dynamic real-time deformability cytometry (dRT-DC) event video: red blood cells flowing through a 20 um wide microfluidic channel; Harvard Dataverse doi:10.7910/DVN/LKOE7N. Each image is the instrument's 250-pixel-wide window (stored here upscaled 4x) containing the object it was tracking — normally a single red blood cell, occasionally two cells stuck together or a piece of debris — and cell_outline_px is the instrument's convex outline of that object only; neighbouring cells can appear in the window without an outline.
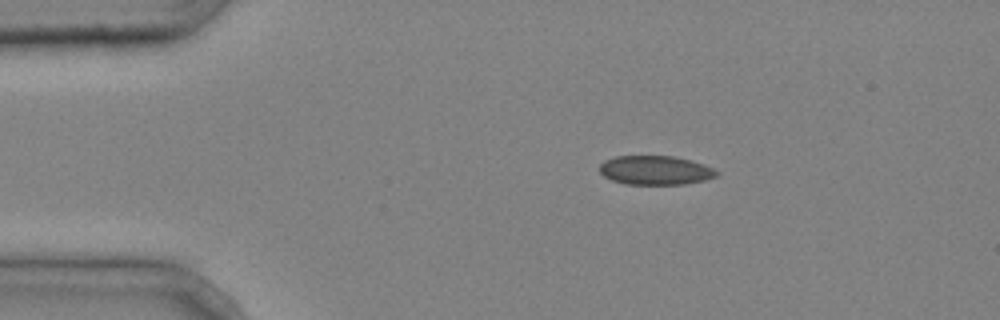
{"species": "common noctule bat (a hibernating species)", "species_latin": "Nyctalus noctula", "temperature_condition": "cold", "stored_images_in_passage": 2, "camera_frame_rate_fps": 3000, "um_per_image_px": 0.085, "animal": {"sex": "male", "body_mass_g": 20.4}, "frame": {"image": 1, "passage_image": 1, "time_ms": 0.0, "image_size_px": [1000, 320], "cell_outline_px": [[720, 172], [716, 176], [704, 180], [684, 184], [624, 184], [612, 180], [604, 176], [600, 172], [600, 164], [604, 160], [616, 156], [672, 156], [704, 164]], "centroid_in_image_um": [55.68, 14.47], "position_along_channel_um": 29.3, "area_um2": 19.71}}